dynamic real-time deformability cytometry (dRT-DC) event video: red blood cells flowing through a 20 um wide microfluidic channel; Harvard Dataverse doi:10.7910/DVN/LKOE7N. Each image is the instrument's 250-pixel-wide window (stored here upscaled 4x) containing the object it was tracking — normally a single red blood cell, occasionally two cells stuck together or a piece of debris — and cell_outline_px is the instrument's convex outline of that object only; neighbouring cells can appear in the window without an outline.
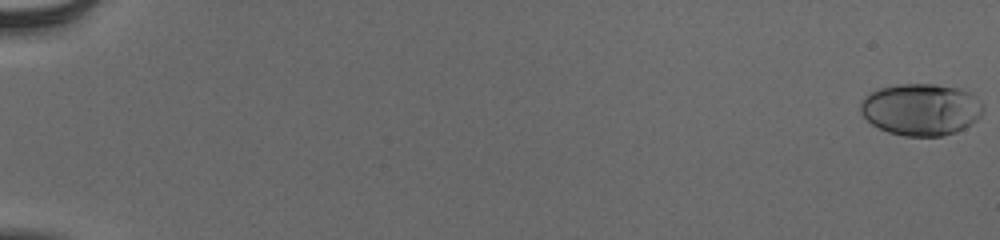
{"species": "human", "species_latin": "Homo sapiens", "temperature_condition": "cold", "stored_images_in_passage": 56, "camera_frame_rate_fps": 3000, "um_per_image_px": 0.085, "donor": {"sex": "male"}, "frame": {"image": 1, "passage_image": 1, "time_ms": 0.0, "image_size_px": [1000, 240], "cell_outline_px": [[984, 108], [980, 116], [976, 120], [964, 128], [956, 132], [944, 136], [904, 136], [888, 132], [872, 124], [860, 112], [860, 100], [864, 96], [876, 88], [896, 84], [936, 84], [960, 88], [976, 96]], "centroid_in_image_um": [78.26, 9.29], "position_along_channel_um": 6.7, "area_um2": 37.4}}
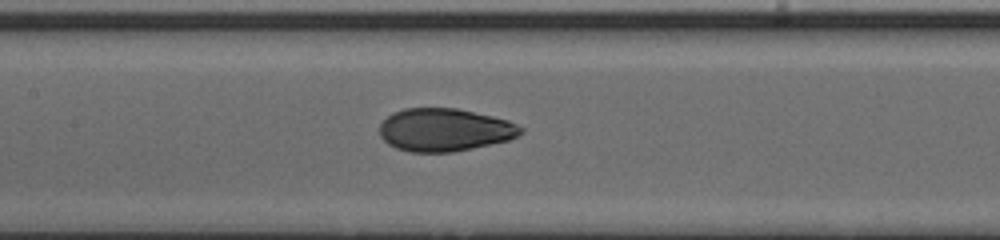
{"frame": {"image": 2, "passage_image": 30, "time_ms": 9.667, "image_size_px": [1000, 240], "cell_outline_px": [[524, 132], [508, 140], [472, 148], [452, 152], [408, 152], [396, 148], [388, 144], [380, 136], [380, 124], [392, 112], [404, 108], [456, 108], [492, 116], [508, 120], [524, 128]], "centroid_in_image_um": [37.77, 11.03], "position_along_channel_um": 169.6, "area_um2": 35.26}}
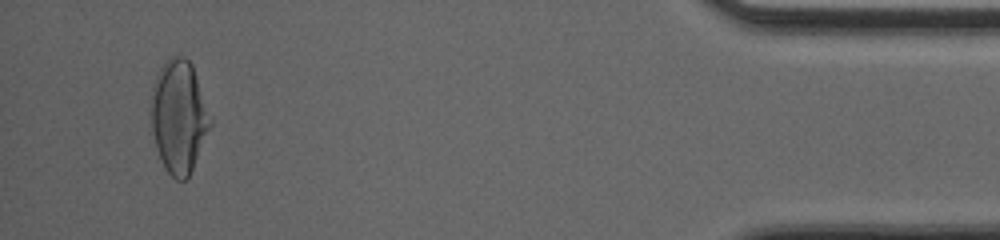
{"frame": {"image": 3, "passage_image": 54, "time_ms": 17.667, "image_size_px": [1000, 240], "cell_outline_px": [[212, 124], [192, 168], [188, 176], [184, 180], [176, 180], [164, 168], [156, 148], [152, 132], [152, 84], [156, 72], [164, 60], [172, 56], [184, 56], [192, 64], [212, 120]], "centroid_in_image_um": [15.19, 9.87], "position_along_channel_um": 420.0, "area_um2": 38.84}, "authors_computed_cell_mechanics": {"area_um2": 35.7204, "velocity_mm_per_s": 3.8873, "shape_relaxation_time_tau1_ms": 3.8043, "shape_relaxation_time_tau2_ms": 0.8882, "deformation_change_tau1": 0.1756, "deformation_change_tau2": 0.0494}}